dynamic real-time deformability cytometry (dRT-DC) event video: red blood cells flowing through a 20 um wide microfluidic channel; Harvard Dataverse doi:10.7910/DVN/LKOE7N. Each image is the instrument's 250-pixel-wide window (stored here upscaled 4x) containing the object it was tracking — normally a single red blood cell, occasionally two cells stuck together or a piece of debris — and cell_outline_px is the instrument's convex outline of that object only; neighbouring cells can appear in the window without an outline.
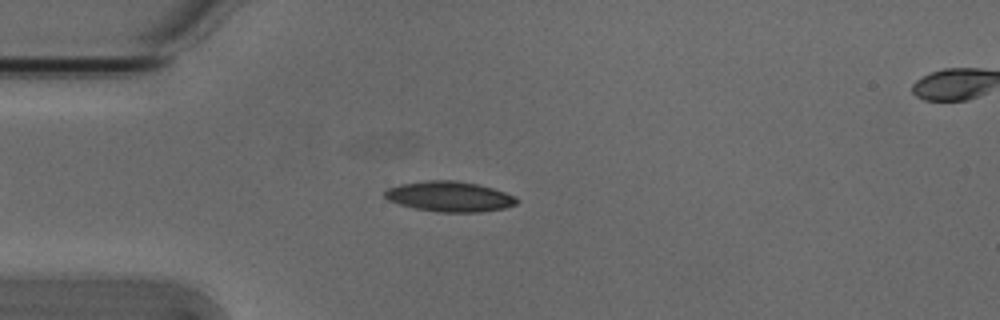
{"species": "Egyptian fruit bat (a non-hibernating species)", "species_latin": "Rousettus aegyptiacus", "temperature_condition": "cold", "stored_images_in_passage": 50, "camera_frame_rate_fps": 3000, "um_per_image_px": 0.085, "animal": {"sex": "male"}, "frame": {"image": 1, "passage_image": 10, "time_ms": 3.0, "image_size_px": [1000, 320], "cell_outline_px": [[520, 200], [516, 204], [504, 208], [480, 212], [436, 212], [416, 208], [400, 204], [388, 200], [384, 196], [384, 192], [388, 188], [400, 184], [428, 180], [456, 180], [476, 184], [492, 188], [516, 196]], "centroid_in_image_um": [38.22, 16.7], "position_along_channel_um": 46.8, "area_um2": 23.24}}
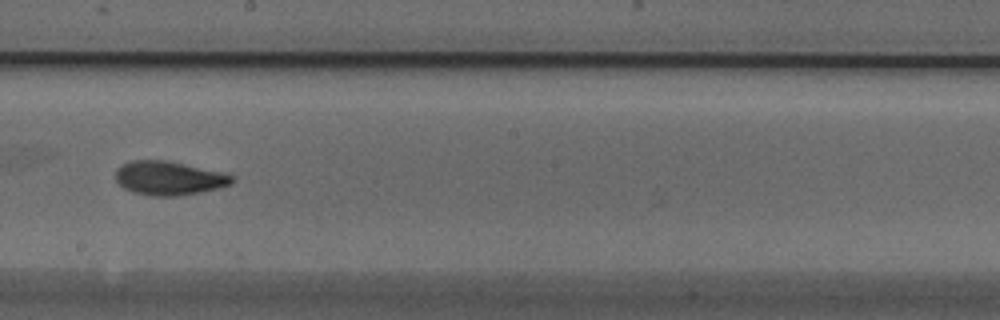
{"frame": {"image": 2, "passage_image": 26, "time_ms": 8.333, "image_size_px": [1000, 320], "cell_outline_px": [[236, 180], [232, 184], [220, 188], [200, 192], [176, 196], [152, 196], [132, 192], [124, 188], [116, 180], [116, 168], [120, 164], [132, 160], [164, 160], [220, 172], [236, 176]], "centroid_in_image_um": [14.36, 15.15], "position_along_channel_um": 233.8, "area_um2": 23.0}}
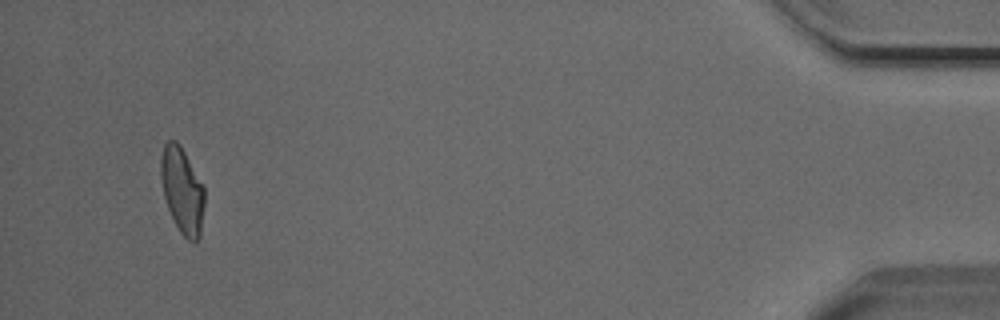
{"frame": {"image": 3, "passage_image": 47, "time_ms": 15.333, "image_size_px": [1000, 320], "cell_outline_px": [[204, 204], [200, 236], [192, 244], [180, 232], [168, 208], [164, 196], [160, 176], [160, 156], [164, 144], [168, 140], [176, 140], [180, 144], [204, 188]], "centroid_in_image_um": [15.47, 16.17], "position_along_channel_um": 419.7, "area_um2": 21.73}, "authors_computed_cell_mechanics": {"area_um2": 22.1374, "velocity_mm_per_s": 3.8027, "shape_relaxation_time_tau1_ms": 4.9715, "shape_relaxation_time_tau2_ms": 2.3759, "deformation_change_tau1": 0.1547, "deformation_change_tau2": 0.0777}}